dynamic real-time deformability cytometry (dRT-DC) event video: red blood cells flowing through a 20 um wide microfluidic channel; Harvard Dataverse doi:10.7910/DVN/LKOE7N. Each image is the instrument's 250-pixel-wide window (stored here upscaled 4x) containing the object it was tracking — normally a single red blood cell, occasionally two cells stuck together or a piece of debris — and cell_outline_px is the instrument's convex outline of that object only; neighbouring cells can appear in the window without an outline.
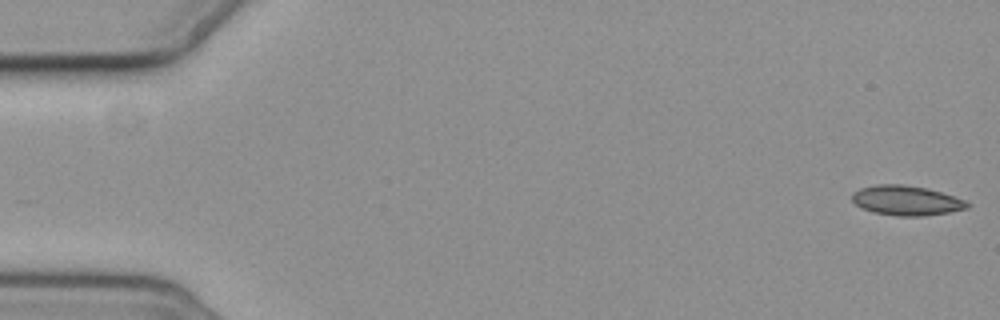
{"species": "common noctule bat (a hibernating species)", "species_latin": "Nyctalus noctula", "temperature_condition": "cold", "stored_images_in_passage": 8, "camera_frame_rate_fps": 3000, "um_per_image_px": 0.085, "animal": {"sex": "female", "body_mass_g": 19.3, "forearm_length_mm": 54.1}, "frame": {"image": 1, "passage_image": 1, "time_ms": 0.0, "image_size_px": [1000, 320], "cell_outline_px": [[972, 204], [968, 208], [948, 212], [920, 216], [900, 216], [872, 212], [856, 204], [852, 200], [852, 192], [860, 188], [876, 184], [900, 184], [924, 188], [940, 192], [964, 200]], "centroid_in_image_um": [77.02, 17.04], "position_along_channel_um": 8.0, "area_um2": 19.71}}
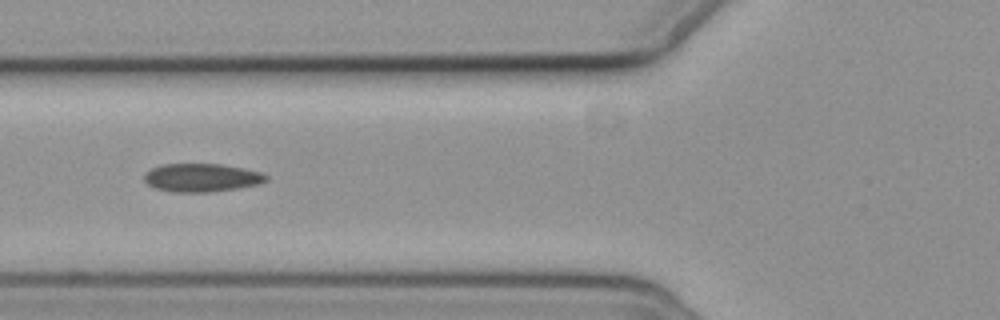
{"frame": {"image": 2, "passage_image": 7, "time_ms": 7.0, "image_size_px": [1000, 320], "cell_outline_px": [[268, 180], [260, 184], [236, 188], [208, 192], [172, 192], [156, 188], [148, 184], [144, 180], [144, 176], [152, 168], [164, 164], [220, 164], [244, 168], [260, 172], [268, 176]], "centroid_in_image_um": [17.16, 15.1], "position_along_channel_um": 108.6, "area_um2": 19.94}}
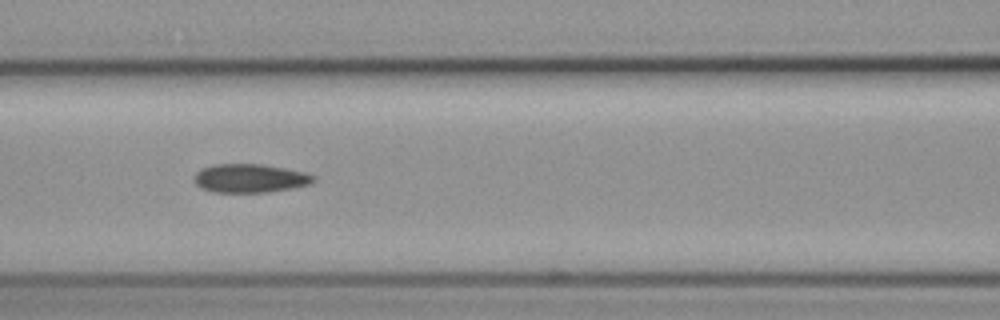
{"frame": {"image": 3, "passage_image": 8, "time_ms": 8.0, "image_size_px": [1000, 320], "cell_outline_px": [[316, 180], [312, 184], [292, 188], [268, 192], [212, 192], [200, 188], [192, 180], [192, 176], [200, 168], [216, 164], [260, 164], [284, 168], [304, 172], [316, 176]], "centroid_in_image_um": [21.22, 15.15], "position_along_channel_um": 145.4, "area_um2": 20.17}}